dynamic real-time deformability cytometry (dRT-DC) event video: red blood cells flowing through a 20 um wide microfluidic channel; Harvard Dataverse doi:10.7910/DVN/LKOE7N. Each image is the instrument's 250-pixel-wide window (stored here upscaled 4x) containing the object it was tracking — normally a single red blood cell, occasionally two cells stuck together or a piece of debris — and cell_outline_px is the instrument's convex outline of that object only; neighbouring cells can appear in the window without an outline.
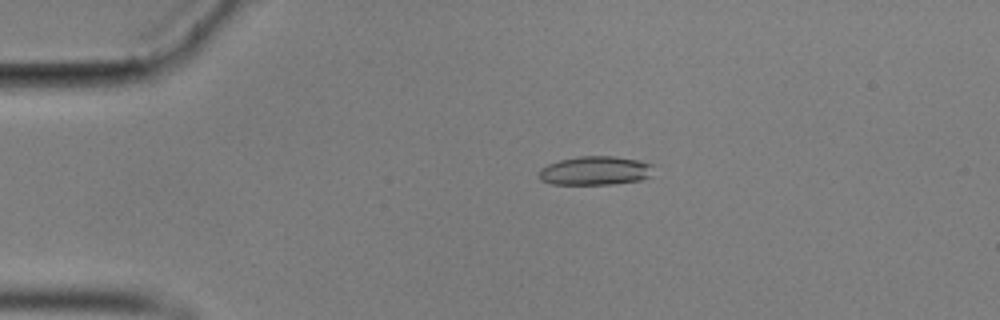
{"species": "common noctule bat (a hibernating species)", "species_latin": "Nyctalus noctula", "temperature_condition": "cold", "stored_images_in_passage": 57, "camera_frame_rate_fps": 3000, "um_per_image_px": 0.085, "animal": {"sex": "male", "body_mass_g": 17.9}, "frame": {"image": 1, "passage_image": 12, "time_ms": 3.667, "image_size_px": [1000, 320], "cell_outline_px": [[652, 176], [640, 180], [612, 184], [552, 184], [540, 180], [540, 168], [548, 164], [560, 160], [580, 156], [612, 156], [640, 160], [652, 164]], "centroid_in_image_um": [50.61, 14.5], "position_along_channel_um": 34.4, "area_um2": 19.25}}
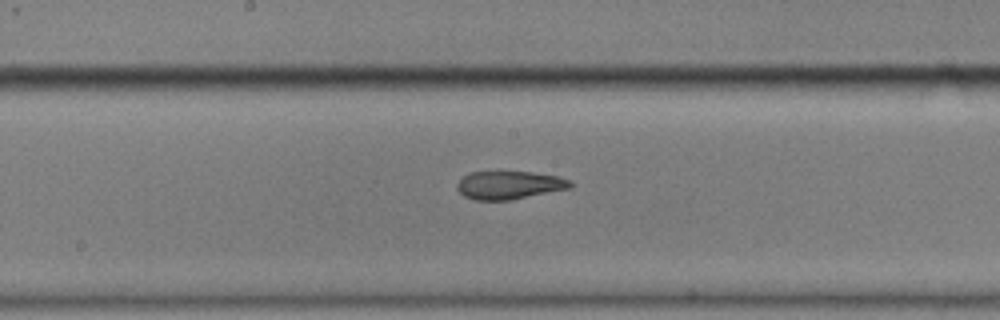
{"frame": {"image": 2, "passage_image": 30, "time_ms": 9.667, "image_size_px": [1000, 320], "cell_outline_px": [[572, 188], [512, 200], [476, 200], [464, 196], [456, 188], [456, 184], [464, 176], [472, 172], [532, 172], [560, 176], [572, 180]], "centroid_in_image_um": [43.34, 15.74], "position_along_channel_um": 204.9, "area_um2": 18.73}}
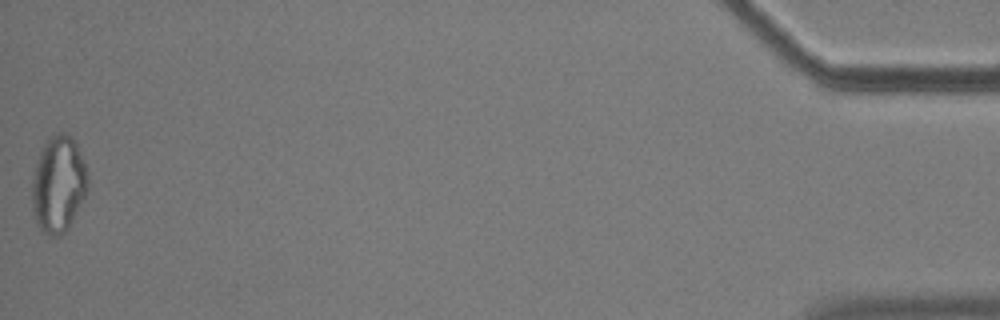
{"frame": {"image": 3, "passage_image": 57, "time_ms": 18.667, "image_size_px": [1000, 320], "cell_outline_px": [[88, 188], [68, 228], [60, 236], [48, 236], [36, 224], [32, 208], [32, 184], [36, 164], [40, 152], [48, 136], [56, 132], [64, 132], [76, 144], [84, 160], [88, 176]], "centroid_in_image_um": [4.95, 15.66], "position_along_channel_um": 430.2, "area_um2": 31.21}, "authors_computed_cell_mechanics": {"area_um2": 20.0566, "velocity_mm_per_s": 3.522, "shape_relaxation_time_tau1_ms": null, "shape_relaxation_time_tau2_ms": 4.6716, "deformation_change_tau1": null, "deformation_change_tau2": 0.1311}}